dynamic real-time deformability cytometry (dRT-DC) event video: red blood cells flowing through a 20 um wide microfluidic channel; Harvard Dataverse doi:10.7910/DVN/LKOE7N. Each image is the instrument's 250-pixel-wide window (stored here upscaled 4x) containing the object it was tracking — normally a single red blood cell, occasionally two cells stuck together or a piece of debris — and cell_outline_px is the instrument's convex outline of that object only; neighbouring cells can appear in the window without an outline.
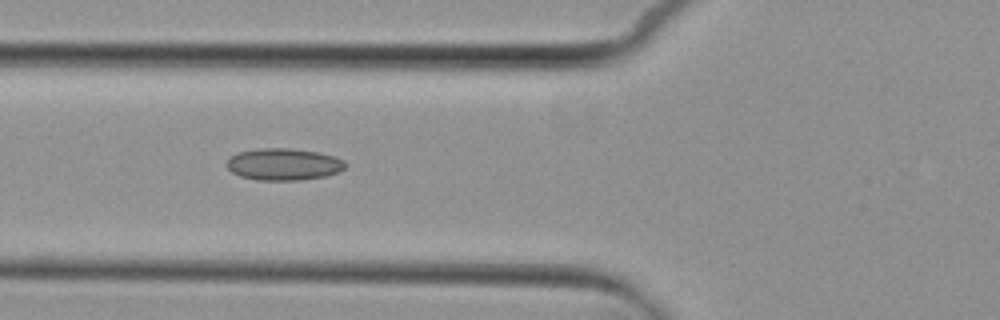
{"species": "common noctule bat (a hibernating species)", "species_latin": "Nyctalus noctula", "temperature_condition": "cold", "stored_images_in_passage": 10, "camera_frame_rate_fps": 3000, "um_per_image_px": 0.085, "animal": {"sex": "female", "body_mass_g": 29.2, "forearm_length_mm": 56.3}, "frame": {"image": 1, "passage_image": 6, "time_ms": 6.0, "image_size_px": [1000, 320], "cell_outline_px": [[348, 164], [340, 172], [324, 176], [300, 180], [256, 180], [240, 176], [232, 172], [224, 164], [236, 152], [256, 148], [288, 148], [320, 152], [344, 160]], "centroid_in_image_um": [24.1, 13.96], "position_along_channel_um": 101.7, "area_um2": 22.25}}
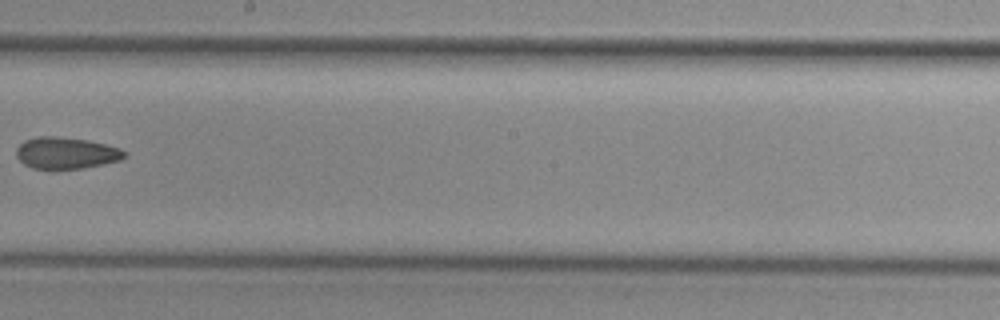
{"frame": {"image": 2, "passage_image": 9, "time_ms": 9.667, "image_size_px": [1000, 320], "cell_outline_px": [[128, 156], [120, 160], [104, 164], [84, 168], [56, 172], [32, 168], [24, 164], [16, 156], [16, 148], [24, 140], [36, 136], [52, 136], [84, 140], [104, 144], [120, 148], [128, 152]], "centroid_in_image_um": [5.6, 13.05], "position_along_channel_um": 242.6, "area_um2": 20.58}}
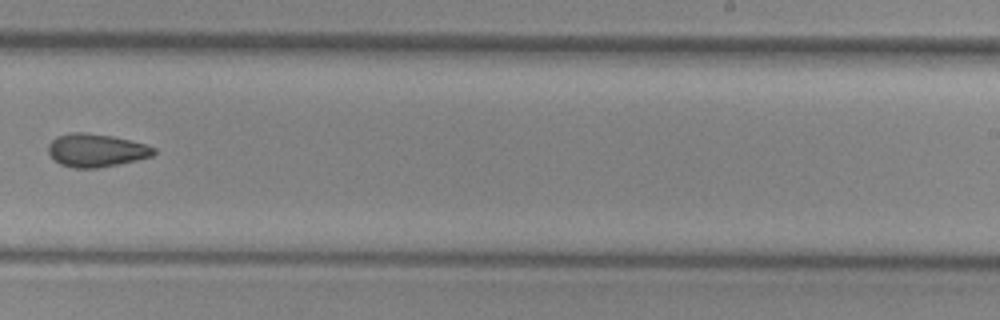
{"frame": {"image": 3, "passage_image": 10, "time_ms": 10.667, "image_size_px": [1000, 320], "cell_outline_px": [[156, 152], [152, 156], [136, 160], [96, 168], [76, 168], [60, 164], [48, 152], [48, 144], [56, 136], [68, 132], [84, 132], [112, 136], [144, 144], [156, 148]], "centroid_in_image_um": [8.15, 12.76], "position_along_channel_um": 280.9, "area_um2": 20.17}}